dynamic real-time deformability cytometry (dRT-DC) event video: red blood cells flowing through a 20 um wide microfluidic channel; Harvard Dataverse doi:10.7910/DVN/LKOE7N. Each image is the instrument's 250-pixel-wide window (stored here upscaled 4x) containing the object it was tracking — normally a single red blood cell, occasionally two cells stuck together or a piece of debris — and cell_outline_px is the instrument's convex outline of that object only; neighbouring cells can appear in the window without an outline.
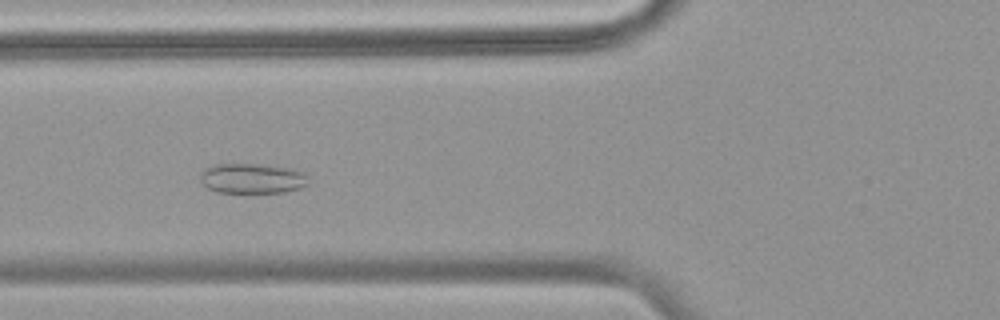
{"species": "common noctule bat (a hibernating species)", "species_latin": "Nyctalus noctula", "temperature_condition": "warm", "stored_images_in_passage": 51, "camera_frame_rate_fps": 3000, "um_per_image_px": 0.085, "animal": {"sex": "female", "body_mass_g": 18.4}, "frame": {"image": 1, "passage_image": 17, "time_ms": 5.333, "image_size_px": [1000, 320], "cell_outline_px": [[308, 184], [300, 188], [284, 192], [216, 192], [208, 188], [200, 180], [200, 172], [204, 168], [216, 164], [256, 164], [292, 168], [304, 172], [308, 176]], "centroid_in_image_um": [21.44, 15.16], "position_along_channel_um": 104.4, "area_um2": 19.02}}
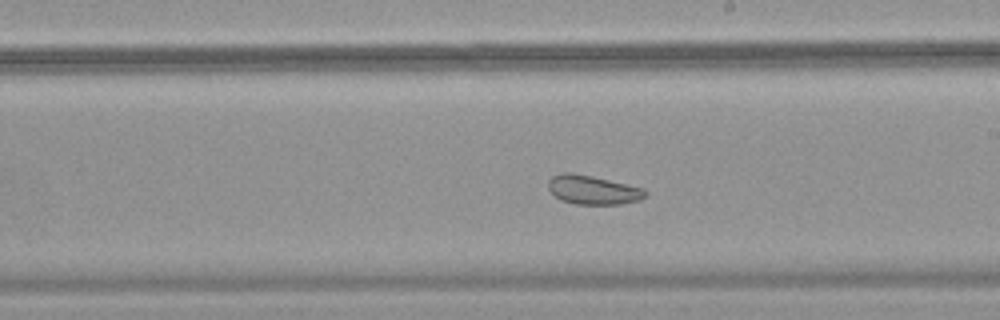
{"frame": {"image": 2, "passage_image": 28, "time_ms": 9.0, "image_size_px": [1000, 320], "cell_outline_px": [[648, 192], [640, 200], [620, 204], [576, 204], [560, 200], [548, 188], [548, 180], [552, 176], [560, 172], [572, 172], [592, 176], [644, 188]], "centroid_in_image_um": [50.38, 16.13], "position_along_channel_um": 238.6, "area_um2": 16.42}}
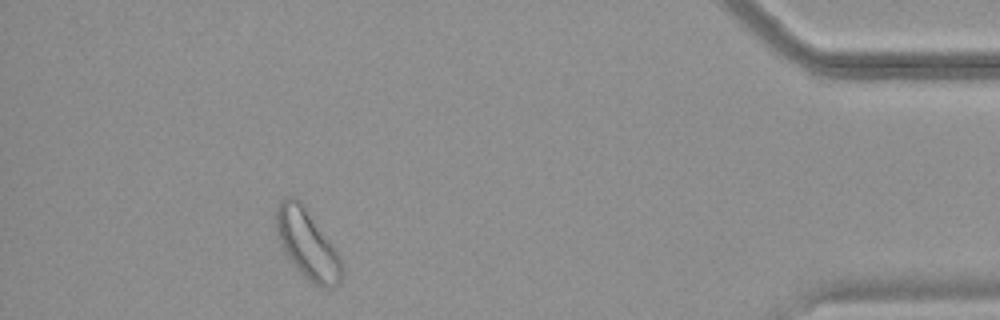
{"frame": {"image": 3, "passage_image": 46, "time_ms": 15.0, "image_size_px": [1000, 320], "cell_outline_px": [[344, 276], [340, 284], [332, 288], [324, 288], [308, 280], [296, 268], [280, 244], [276, 232], [276, 208], [280, 200], [288, 196], [296, 196], [300, 200], [332, 244], [340, 256], [344, 268]], "centroid_in_image_um": [26.14, 20.76], "position_along_channel_um": 409.1, "area_um2": 26.59}, "authors_computed_cell_mechanics": {"area_um2": 22.4842, "velocity_mm_per_s": 3.6739, "shape_relaxation_time_tau1_ms": null, "shape_relaxation_time_tau2_ms": 1.5354, "deformation_change_tau1": null, "deformation_change_tau2": 0.074}}